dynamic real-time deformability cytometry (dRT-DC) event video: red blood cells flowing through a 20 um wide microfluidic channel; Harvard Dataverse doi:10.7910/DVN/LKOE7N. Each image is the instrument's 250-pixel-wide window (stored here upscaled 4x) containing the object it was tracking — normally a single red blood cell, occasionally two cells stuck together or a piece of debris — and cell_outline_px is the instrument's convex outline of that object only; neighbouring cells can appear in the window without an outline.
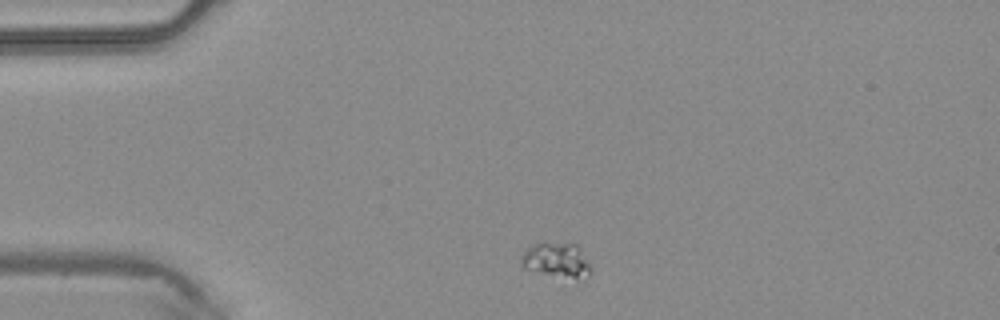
{"species": "common noctule bat (a hibernating species)", "species_latin": "Nyctalus noctula", "temperature_condition": "warm", "stored_images_in_passage": 3, "camera_frame_rate_fps": 3000, "um_per_image_px": 0.085, "animal": {"sex": "male", "body_mass_g": 20.4}, "frame": {"image": 1, "passage_image": 1, "time_ms": 0.0, "image_size_px": [1000, 320], "cell_outline_px": [[588, 276], [584, 284], [524, 268], [520, 264], [520, 260], [524, 252], [528, 248], [536, 244], [576, 244], [580, 248], [588, 260]], "centroid_in_image_um": [47.37, 22.21], "position_along_channel_um": 37.6, "area_um2": 14.28}}
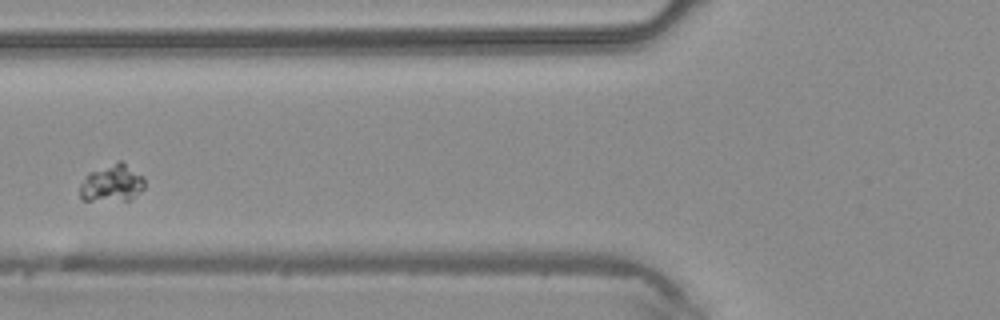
{"frame": {"image": 2, "passage_image": 3, "time_ms": 0.667, "image_size_px": [1000, 320], "cell_outline_px": [[144, 188], [132, 200], [84, 200], [80, 196], [80, 184], [88, 172], [120, 160], [140, 176], [144, 180]], "centroid_in_image_um": [9.49, 15.59], "position_along_channel_um": 116.3, "area_um2": 13.81}}